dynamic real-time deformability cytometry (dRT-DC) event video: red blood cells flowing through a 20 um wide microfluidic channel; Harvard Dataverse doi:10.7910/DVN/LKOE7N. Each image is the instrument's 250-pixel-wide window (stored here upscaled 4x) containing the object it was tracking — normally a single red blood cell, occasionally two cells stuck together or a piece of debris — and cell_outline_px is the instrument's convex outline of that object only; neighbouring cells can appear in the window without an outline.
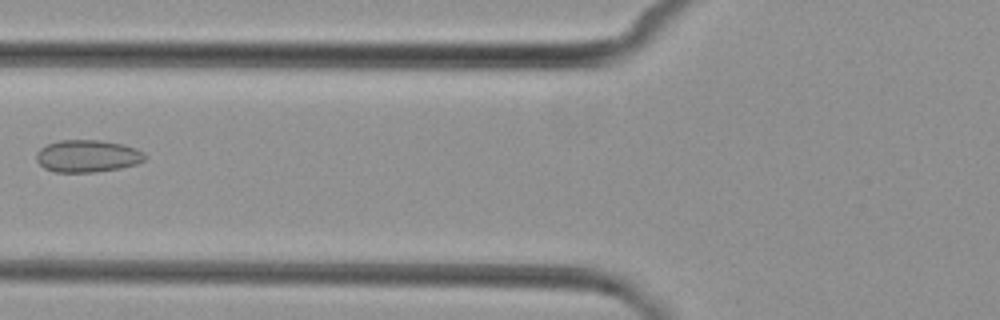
{"species": "common noctule bat (a hibernating species)", "species_latin": "Nyctalus noctula", "temperature_condition": "cold", "stored_images_in_passage": 2, "camera_frame_rate_fps": 3000, "um_per_image_px": 0.085, "animal": {"sex": "female", "body_mass_g": 29.2, "forearm_length_mm": 56.3}, "frame": {"image": 1, "passage_image": 2, "time_ms": 1.333, "image_size_px": [1000, 320], "cell_outline_px": [[144, 160], [136, 164], [120, 168], [96, 172], [56, 172], [44, 168], [36, 160], [36, 152], [40, 148], [48, 144], [60, 140], [100, 140], [124, 144], [136, 148], [144, 152]], "centroid_in_image_um": [7.42, 13.26], "position_along_channel_um": 118.4, "area_um2": 20.46}}